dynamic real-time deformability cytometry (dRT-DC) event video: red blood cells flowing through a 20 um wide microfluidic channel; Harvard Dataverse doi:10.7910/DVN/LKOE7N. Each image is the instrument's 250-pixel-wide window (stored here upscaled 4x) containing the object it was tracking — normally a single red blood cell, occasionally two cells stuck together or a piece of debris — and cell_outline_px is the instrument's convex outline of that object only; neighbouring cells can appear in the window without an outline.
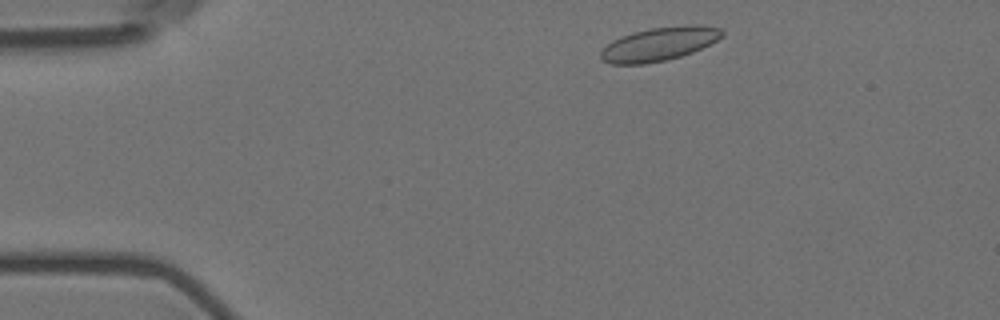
{"species": "Egyptian fruit bat (a non-hibernating species)", "species_latin": "Rousettus aegyptiacus", "temperature_condition": "room temperature", "stored_images_in_passage": 50, "camera_frame_rate_fps": 3000, "um_per_image_px": 0.085, "animal": {"sex": "female"}, "frame": {"image": 1, "passage_image": 3, "time_ms": 0.667, "image_size_px": [1000, 320], "cell_outline_px": [[724, 36], [692, 52], [680, 56], [664, 60], [644, 64], [612, 64], [600, 60], [600, 52], [612, 40], [620, 36], [632, 32], [648, 28], [692, 24], [700, 24], [720, 28], [724, 32]], "centroid_in_image_um": [56.01, 3.72], "position_along_channel_um": 29.0, "area_um2": 23.81}}
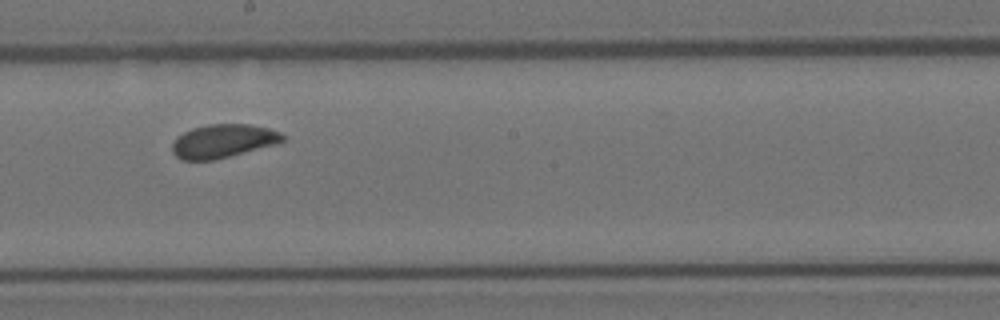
{"frame": {"image": 2, "passage_image": 25, "time_ms": 8.0, "image_size_px": [1000, 320], "cell_outline_px": [[284, 140], [276, 144], [212, 160], [180, 160], [172, 152], [172, 144], [176, 136], [192, 128], [208, 124], [248, 124], [268, 128], [280, 132], [284, 136]], "centroid_in_image_um": [18.92, 11.98], "position_along_channel_um": 229.3, "area_um2": 21.44}}
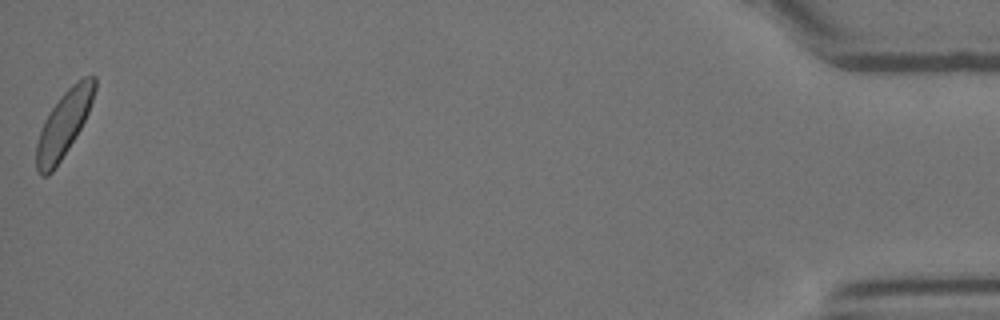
{"frame": {"image": 3, "passage_image": 50, "time_ms": 16.333, "image_size_px": [1000, 320], "cell_outline_px": [[96, 88], [88, 112], [76, 136], [52, 172], [48, 176], [40, 176], [36, 172], [36, 144], [44, 120], [60, 96], [72, 84], [84, 76], [96, 76]], "centroid_in_image_um": [5.4, 10.55], "position_along_channel_um": 429.8, "area_um2": 22.02}, "authors_computed_cell_mechanics": {"area_um2": 22.1663, "velocity_mm_per_s": 3.545, "shape_relaxation_time_tau1_ms": 2.1475, "shape_relaxation_time_tau2_ms": null, "deformation_change_tau1": 0.0699, "deformation_change_tau2": null}}